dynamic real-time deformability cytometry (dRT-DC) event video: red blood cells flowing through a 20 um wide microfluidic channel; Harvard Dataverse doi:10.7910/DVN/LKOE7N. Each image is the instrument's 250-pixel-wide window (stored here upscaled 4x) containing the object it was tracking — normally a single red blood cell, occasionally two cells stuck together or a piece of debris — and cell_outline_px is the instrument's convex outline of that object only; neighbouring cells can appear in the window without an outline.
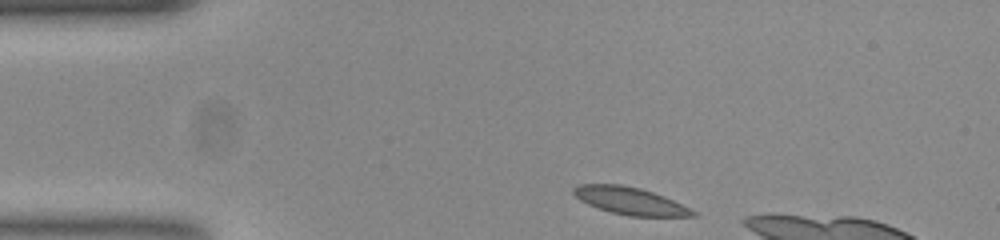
{"species": "common noctule bat (a hibernating species)", "species_latin": "Nyctalus noctula", "temperature_condition": "room temperature", "stored_images_in_passage": 41, "camera_frame_rate_fps": 3000, "um_per_image_px": 0.085, "animal": {"sex": "female", "body_mass_g": 23.0, "forearm_length_mm": 53.4}, "frame": {"image": 1, "passage_image": 1, "time_ms": 0.0, "image_size_px": [1000, 240], "cell_outline_px": [[696, 216], [628, 216], [612, 212], [588, 204], [580, 200], [572, 192], [572, 188], [580, 184], [620, 184], [640, 188], [664, 196], [696, 212]], "centroid_in_image_um": [53.52, 17.06], "position_along_channel_um": 31.5, "area_um2": 18.67}}
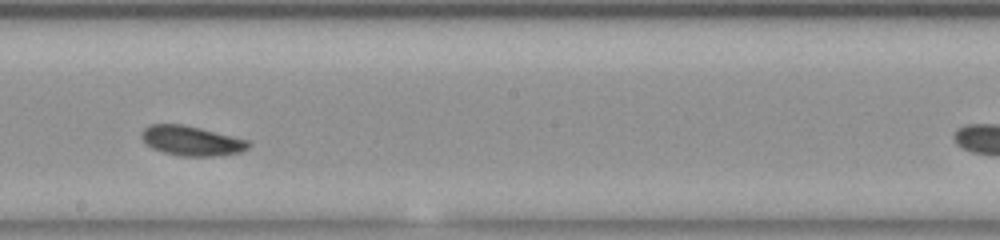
{"frame": {"image": 2, "passage_image": 21, "time_ms": 6.667, "image_size_px": [1000, 240], "cell_outline_px": [[252, 144], [248, 148], [240, 152], [216, 156], [180, 156], [164, 152], [152, 148], [140, 136], [140, 132], [148, 124], [184, 124], [248, 140]], "centroid_in_image_um": [16.26, 11.96], "position_along_channel_um": 231.9, "area_um2": 18.5}}
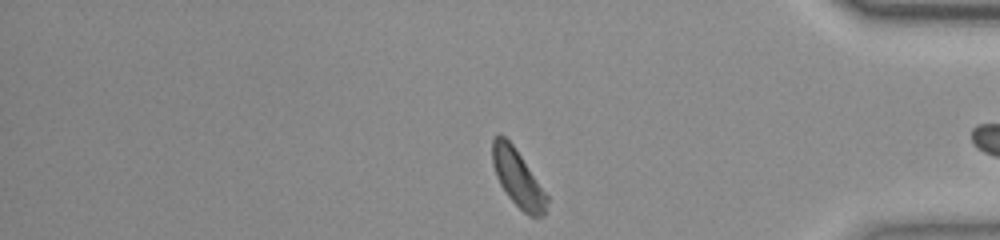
{"frame": {"image": 3, "passage_image": 36, "time_ms": 11.667, "image_size_px": [1000, 240], "cell_outline_px": [[548, 200], [544, 212], [540, 216], [528, 216], [508, 196], [500, 184], [496, 176], [492, 164], [492, 140], [500, 132], [512, 144], [548, 196]], "centroid_in_image_um": [43.98, 15.13], "position_along_channel_um": 391.2, "area_um2": 17.69}, "authors_computed_cell_mechanics": {"area_um2": 18.496, "velocity_mm_per_s": 3.7213, "shape_relaxation_time_tau1_ms": 3.7663, "shape_relaxation_time_tau2_ms": 8.1376, "deformation_change_tau1": 0.1372, "deformation_change_tau2": 0.1427}}